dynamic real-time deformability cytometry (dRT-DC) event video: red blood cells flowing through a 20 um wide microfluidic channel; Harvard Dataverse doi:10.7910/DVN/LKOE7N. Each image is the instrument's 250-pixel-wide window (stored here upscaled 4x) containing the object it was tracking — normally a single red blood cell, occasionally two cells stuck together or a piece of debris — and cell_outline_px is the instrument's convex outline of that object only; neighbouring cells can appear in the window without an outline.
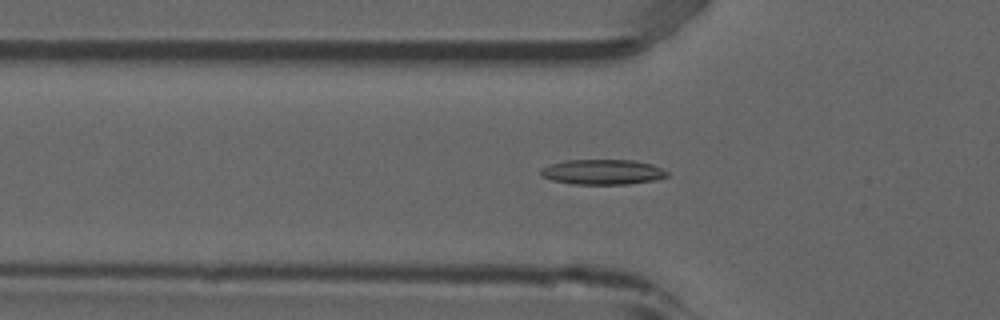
{"species": "common noctule bat (a hibernating species)", "species_latin": "Nyctalus noctula", "temperature_condition": "room temperature", "stored_images_in_passage": 40, "camera_frame_rate_fps": 3000, "um_per_image_px": 0.085, "animal": {"sex": "male", "forearm_length_mm": 52.5}, "frame": {"image": 1, "passage_image": 5, "time_ms": 1.333, "image_size_px": [1000, 320], "cell_outline_px": [[668, 176], [656, 180], [628, 184], [572, 184], [552, 180], [540, 176], [540, 168], [548, 164], [564, 160], [636, 160], [652, 164], [668, 172]], "centroid_in_image_um": [51.18, 14.61], "position_along_channel_um": 74.6, "area_um2": 18.73}}
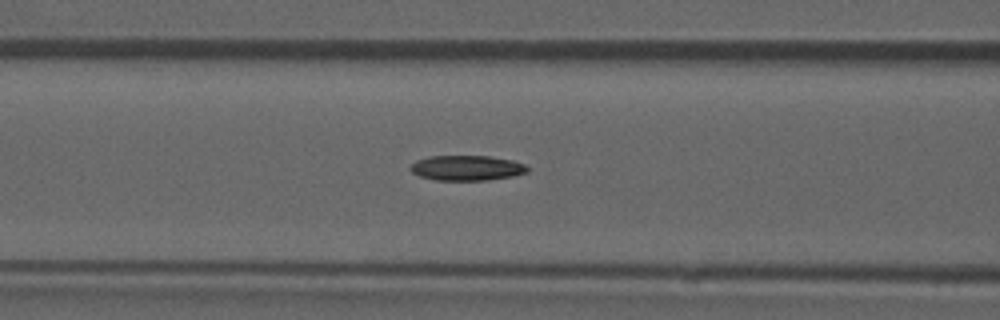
{"frame": {"image": 2, "passage_image": 9, "time_ms": 2.667, "image_size_px": [1000, 320], "cell_outline_px": [[528, 172], [512, 176], [488, 180], [436, 180], [420, 176], [412, 172], [408, 168], [416, 160], [428, 156], [488, 156], [512, 160], [524, 164], [528, 168]], "centroid_in_image_um": [39.65, 14.27], "position_along_channel_um": 126.9, "area_um2": 17.11}}
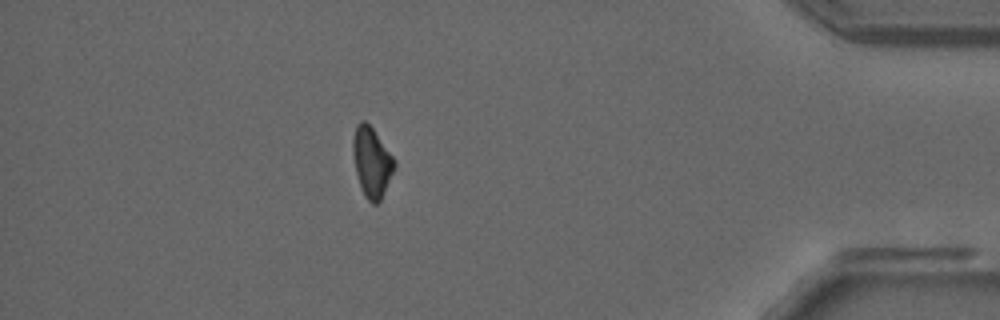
{"frame": {"image": 3, "passage_image": 34, "time_ms": 11.0, "image_size_px": [1000, 320], "cell_outline_px": [[396, 164], [380, 200], [376, 204], [372, 204], [364, 196], [356, 172], [352, 152], [352, 140], [356, 124], [360, 120], [364, 120], [372, 128], [396, 160]], "centroid_in_image_um": [31.58, 13.75], "position_along_channel_um": 403.6, "area_um2": 16.7}, "authors_computed_cell_mechanics": {"area_um2": 17.0221, "velocity_mm_per_s": 3.8737, "shape_relaxation_time_tau1_ms": 8.2285, "shape_relaxation_time_tau2_ms": null, "deformation_change_tau1": 0.164, "deformation_change_tau2": null}}